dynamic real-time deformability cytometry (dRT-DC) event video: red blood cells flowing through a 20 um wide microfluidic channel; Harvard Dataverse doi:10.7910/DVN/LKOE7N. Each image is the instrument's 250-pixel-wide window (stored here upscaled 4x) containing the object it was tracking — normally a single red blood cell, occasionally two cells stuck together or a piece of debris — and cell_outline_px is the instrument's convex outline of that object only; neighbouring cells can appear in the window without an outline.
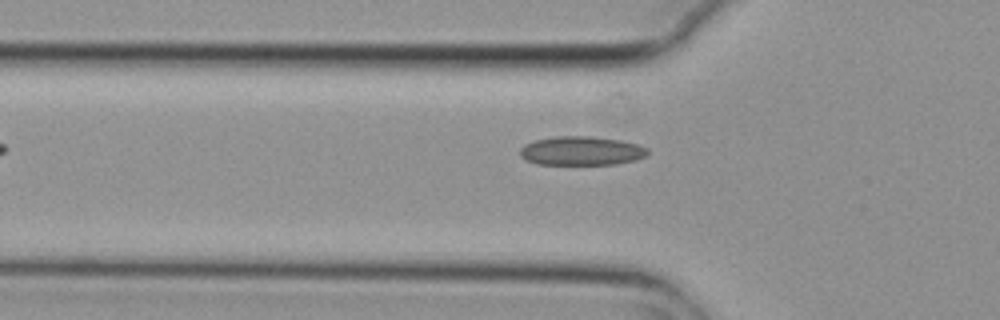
{"species": "common noctule bat (a hibernating species)", "species_latin": "Nyctalus noctula", "temperature_condition": "cold", "stored_images_in_passage": 5, "camera_frame_rate_fps": 3000, "um_per_image_px": 0.085, "animal": {"sex": "female", "body_mass_g": 29.2, "forearm_length_mm": 56.3}, "frame": {"image": 1, "passage_image": 5, "time_ms": 1.333, "image_size_px": [1000, 320], "cell_outline_px": [[648, 156], [636, 160], [616, 164], [536, 164], [524, 160], [520, 156], [520, 148], [524, 144], [536, 140], [556, 136], [592, 136], [620, 140], [640, 144], [648, 148]], "centroid_in_image_um": [49.44, 12.82], "position_along_channel_um": 76.4, "area_um2": 21.79}}